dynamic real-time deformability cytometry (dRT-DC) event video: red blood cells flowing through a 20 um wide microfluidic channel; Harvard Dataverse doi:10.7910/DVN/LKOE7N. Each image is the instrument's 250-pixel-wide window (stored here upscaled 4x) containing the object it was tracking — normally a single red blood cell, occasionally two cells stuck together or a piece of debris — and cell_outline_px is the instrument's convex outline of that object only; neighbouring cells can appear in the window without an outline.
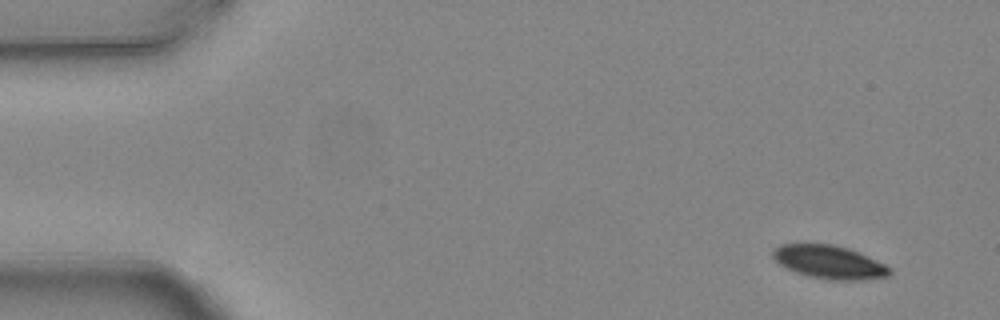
{"species": "common noctule bat (a hibernating species)", "species_latin": "Nyctalus noctula", "temperature_condition": "warm", "stored_images_in_passage": 4, "camera_frame_rate_fps": 3000, "um_per_image_px": 0.085, "animal": {"sex": "female", "body_mass_g": 24.6, "forearm_length_mm": 56.2}, "frame": {"image": 1, "passage_image": 1, "time_ms": 0.0, "image_size_px": [1000, 320], "cell_outline_px": [[892, 272], [888, 276], [860, 280], [828, 280], [808, 276], [796, 272], [780, 264], [772, 256], [772, 252], [780, 244], [832, 244], [848, 248], [884, 264], [892, 268]], "centroid_in_image_um": [70.49, 22.28], "position_along_channel_um": 14.5, "area_um2": 22.43}}
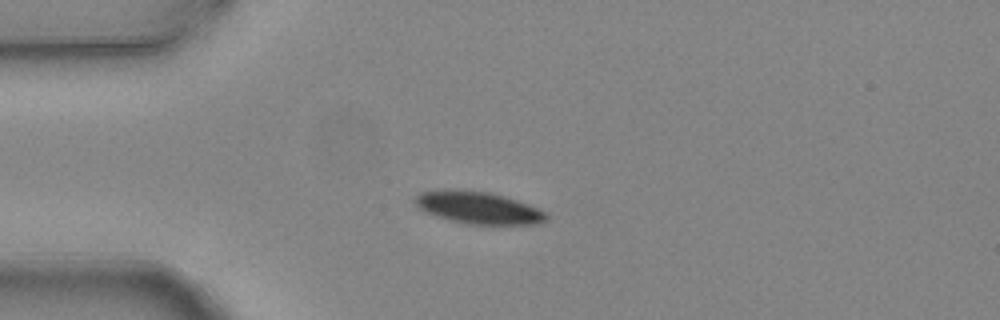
{"frame": {"image": 2, "passage_image": 4, "time_ms": 1.0, "image_size_px": [1000, 320], "cell_outline_px": [[548, 216], [544, 220], [532, 224], [464, 224], [436, 216], [424, 212], [412, 200], [420, 192], [444, 188], [460, 188], [488, 192], [504, 196], [528, 204], [544, 212]], "centroid_in_image_um": [40.55, 17.62], "position_along_channel_um": 44.5, "area_um2": 24.74}}